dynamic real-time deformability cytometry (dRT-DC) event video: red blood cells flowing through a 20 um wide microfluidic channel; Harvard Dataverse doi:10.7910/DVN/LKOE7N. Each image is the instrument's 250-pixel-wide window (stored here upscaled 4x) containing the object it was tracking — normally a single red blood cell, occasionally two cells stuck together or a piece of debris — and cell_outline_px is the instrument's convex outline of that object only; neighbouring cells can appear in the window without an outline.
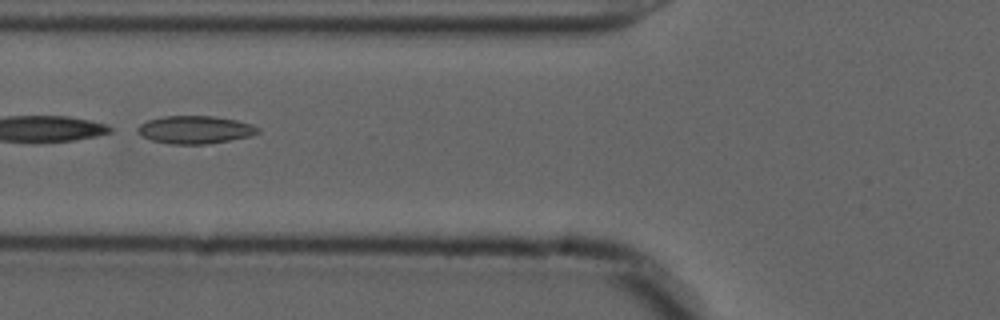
{"species": "common noctule bat (a hibernating species)", "species_latin": "Nyctalus noctula", "temperature_condition": "cold", "stored_images_in_passage": 52, "camera_frame_rate_fps": 3000, "um_per_image_px": 0.085, "animal": {"sex": "male", "forearm_length_mm": 52.5}, "frame": {"image": 1, "passage_image": 20, "time_ms": 6.333, "image_size_px": [1000, 320], "cell_outline_px": [[260, 132], [252, 136], [208, 144], [172, 144], [152, 140], [136, 132], [136, 128], [140, 124], [148, 120], [164, 116], [216, 116], [236, 120], [252, 124], [260, 128]], "centroid_in_image_um": [16.61, 11.02], "position_along_channel_um": 109.2, "area_um2": 19.59}}
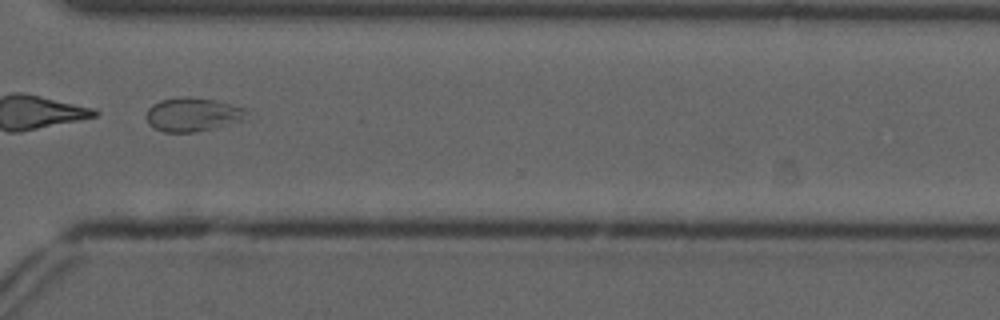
{"frame": {"image": 2, "passage_image": 40, "time_ms": 13.0, "image_size_px": [1000, 320], "cell_outline_px": [[248, 120], [212, 128], [192, 132], [164, 132], [152, 128], [148, 124], [144, 116], [148, 108], [152, 104], [160, 100], [180, 96], [188, 96], [216, 100], [244, 108], [248, 112]], "centroid_in_image_um": [16.36, 9.73], "position_along_channel_um": 354.2, "area_um2": 20.17}}